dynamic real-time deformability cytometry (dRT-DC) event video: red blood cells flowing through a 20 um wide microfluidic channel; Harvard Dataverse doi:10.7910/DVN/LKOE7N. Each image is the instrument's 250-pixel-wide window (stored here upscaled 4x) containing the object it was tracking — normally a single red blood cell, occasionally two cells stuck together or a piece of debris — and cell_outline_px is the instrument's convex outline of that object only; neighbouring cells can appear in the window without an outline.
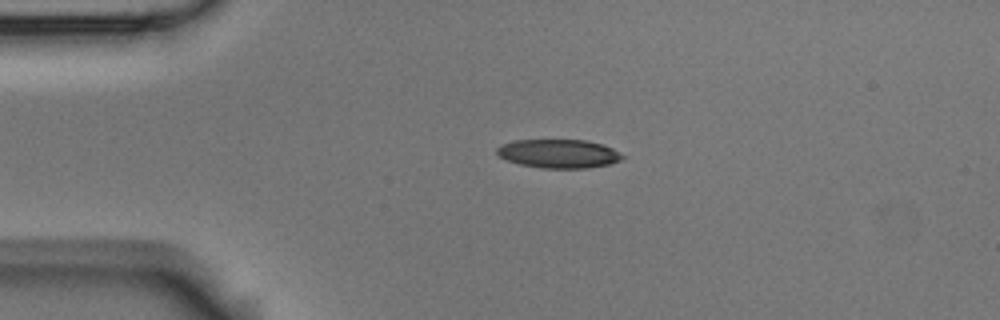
{"species": "Egyptian fruit bat (a non-hibernating species)", "species_latin": "Rousettus aegyptiacus", "temperature_condition": "room temperature", "stored_images_in_passage": 2, "camera_frame_rate_fps": 3000, "um_per_image_px": 0.085, "animal": {"sex": "male"}, "frame": {"image": 1, "passage_image": 1, "time_ms": 0.0, "image_size_px": [1000, 320], "cell_outline_px": [[624, 156], [620, 160], [608, 164], [588, 168], [540, 168], [520, 164], [508, 160], [500, 156], [496, 152], [496, 148], [500, 144], [512, 140], [584, 140], [600, 144], [612, 148]], "centroid_in_image_um": [47.44, 13.06], "position_along_channel_um": 37.6, "area_um2": 20.87}}